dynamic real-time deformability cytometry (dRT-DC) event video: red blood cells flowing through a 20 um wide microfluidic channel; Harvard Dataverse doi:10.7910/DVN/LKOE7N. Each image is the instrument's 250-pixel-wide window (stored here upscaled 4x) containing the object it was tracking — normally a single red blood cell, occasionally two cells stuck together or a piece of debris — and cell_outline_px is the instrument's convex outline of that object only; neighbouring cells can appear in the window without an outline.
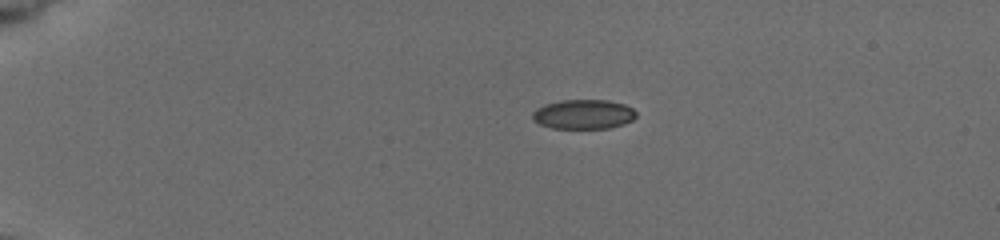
{"species": "common noctule bat (a hibernating species)", "species_latin": "Nyctalus noctula", "temperature_condition": "cold", "stored_images_in_passage": 22, "camera_frame_rate_fps": 3000, "um_per_image_px": 0.085, "animal": {"sex": "female", "body_mass_g": 19.5, "forearm_length_mm": 54.1}, "frame": {"image": 1, "passage_image": 1, "time_ms": 0.0, "image_size_px": [1000, 240], "cell_outline_px": [[636, 116], [632, 120], [624, 124], [608, 128], [552, 128], [540, 124], [532, 120], [532, 112], [536, 108], [544, 104], [564, 100], [608, 100], [624, 104], [632, 108], [636, 112]], "centroid_in_image_um": [49.58, 9.71], "position_along_channel_um": 35.4, "area_um2": 17.86}}
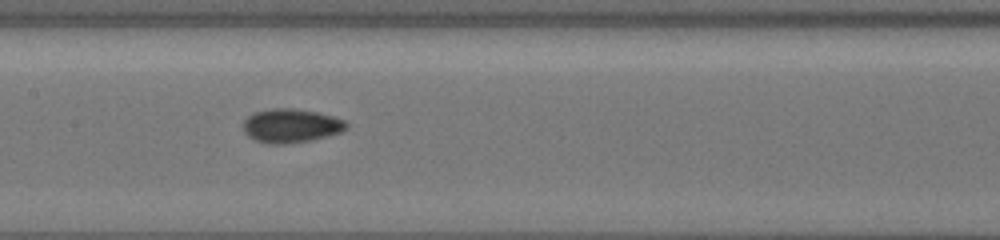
{"frame": {"image": 2, "passage_image": 10, "time_ms": 3.0, "image_size_px": [1000, 240], "cell_outline_px": [[348, 128], [340, 132], [328, 136], [312, 140], [284, 144], [268, 144], [256, 140], [248, 136], [244, 132], [244, 120], [248, 116], [256, 112], [272, 108], [292, 108], [316, 112], [332, 116], [344, 120], [348, 124]], "centroid_in_image_um": [24.74, 10.69], "position_along_channel_um": 182.7, "area_um2": 20.29}}
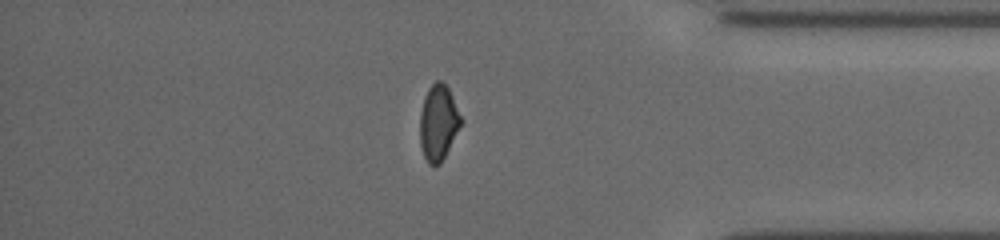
{"frame": {"image": 3, "passage_image": 19, "time_ms": 6.0, "image_size_px": [1000, 240], "cell_outline_px": [[464, 120], [440, 164], [428, 164], [424, 156], [420, 144], [420, 112], [424, 96], [428, 88], [436, 80], [440, 80], [448, 88]], "centroid_in_image_um": [37.26, 10.4], "position_along_channel_um": 397.9, "area_um2": 18.09}}